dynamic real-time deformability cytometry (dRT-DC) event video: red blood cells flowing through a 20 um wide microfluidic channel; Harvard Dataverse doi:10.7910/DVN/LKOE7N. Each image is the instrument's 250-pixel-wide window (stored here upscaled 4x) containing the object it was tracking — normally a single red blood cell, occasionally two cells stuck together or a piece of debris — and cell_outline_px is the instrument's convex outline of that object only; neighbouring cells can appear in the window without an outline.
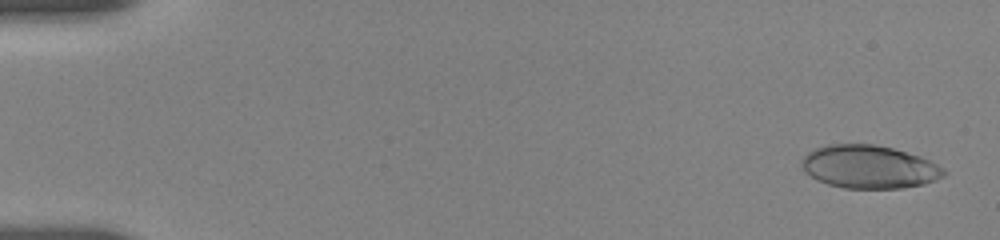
{"species": "human", "species_latin": "Homo sapiens", "temperature_condition": "room temperature", "stored_images_in_passage": 21, "camera_frame_rate_fps": 3000, "um_per_image_px": 0.085, "donor": {"sex": "female"}, "frame": {"image": 1, "passage_image": 2, "time_ms": 0.333, "image_size_px": [1000, 240], "cell_outline_px": [[948, 172], [944, 176], [936, 180], [924, 184], [904, 188], [844, 188], [828, 184], [804, 172], [804, 156], [808, 152], [816, 148], [828, 144], [872, 144], [892, 148], [920, 156], [944, 168]], "centroid_in_image_um": [73.93, 14.18], "position_along_channel_um": 11.1, "area_um2": 35.43}}
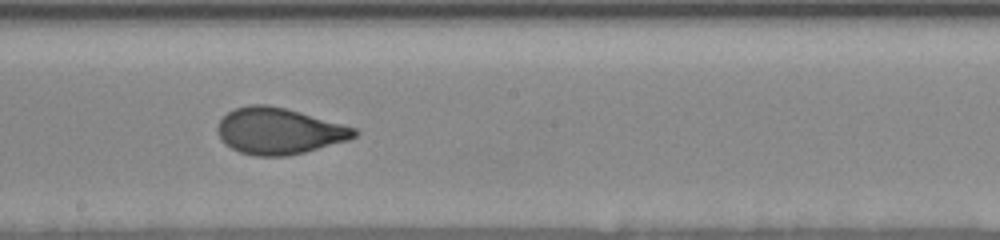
{"frame": {"image": 2, "passage_image": 14, "time_ms": 10.0, "image_size_px": [1000, 240], "cell_outline_px": [[360, 132], [356, 136], [348, 140], [304, 152], [288, 156], [256, 156], [240, 152], [224, 144], [220, 140], [216, 128], [220, 120], [228, 112], [236, 108], [248, 104], [268, 104], [300, 112], [356, 128]], "centroid_in_image_um": [23.69, 11.14], "position_along_channel_um": 224.5, "area_um2": 36.88}}
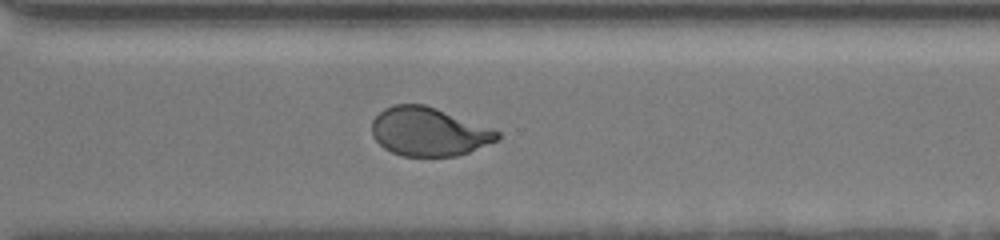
{"frame": {"image": 3, "passage_image": 21, "time_ms": 13.0, "image_size_px": [1000, 240], "cell_outline_px": [[500, 136], [496, 140], [468, 152], [456, 156], [400, 156], [384, 148], [372, 136], [372, 120], [384, 108], [396, 104], [424, 104], [436, 108], [500, 132]], "centroid_in_image_um": [36.39, 11.2], "position_along_channel_um": 334.2, "area_um2": 35.08}}